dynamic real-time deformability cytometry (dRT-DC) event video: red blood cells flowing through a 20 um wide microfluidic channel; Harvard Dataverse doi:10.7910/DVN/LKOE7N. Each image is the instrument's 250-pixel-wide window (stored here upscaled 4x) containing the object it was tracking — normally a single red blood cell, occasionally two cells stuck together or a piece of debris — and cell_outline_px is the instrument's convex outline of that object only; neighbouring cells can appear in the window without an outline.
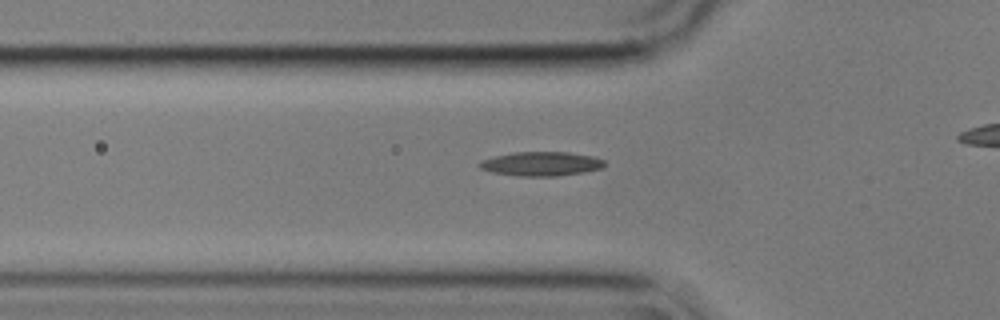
{"species": "common noctule bat (a hibernating species)", "species_latin": "Nyctalus noctula", "temperature_condition": "cold", "stored_images_in_passage": 45, "camera_frame_rate_fps": 3000, "um_per_image_px": 0.085, "animal": {"sex": "male", "body_mass_g": 17.9}, "frame": {"image": 1, "passage_image": 18, "time_ms": 5.667, "image_size_px": [1000, 320], "cell_outline_px": [[604, 168], [584, 172], [556, 176], [516, 176], [492, 172], [480, 168], [476, 164], [480, 160], [496, 156], [516, 152], [568, 152], [596, 156], [604, 160]], "centroid_in_image_um": [46.02, 13.92], "position_along_channel_um": 79.8, "area_um2": 17.74}}
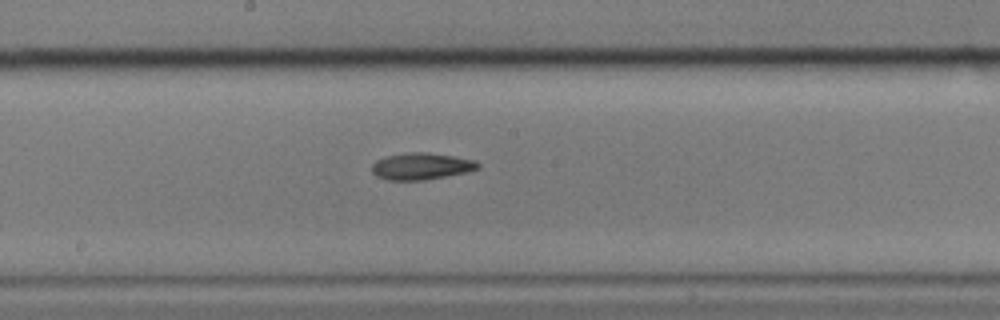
{"frame": {"image": 2, "passage_image": 29, "time_ms": 9.333, "image_size_px": [1000, 320], "cell_outline_px": [[480, 168], [464, 172], [424, 180], [388, 180], [376, 176], [372, 172], [372, 164], [376, 160], [384, 156], [404, 152], [424, 152], [452, 156], [472, 160], [480, 164]], "centroid_in_image_um": [35.73, 14.12], "position_along_channel_um": 212.5, "area_um2": 16.42}}
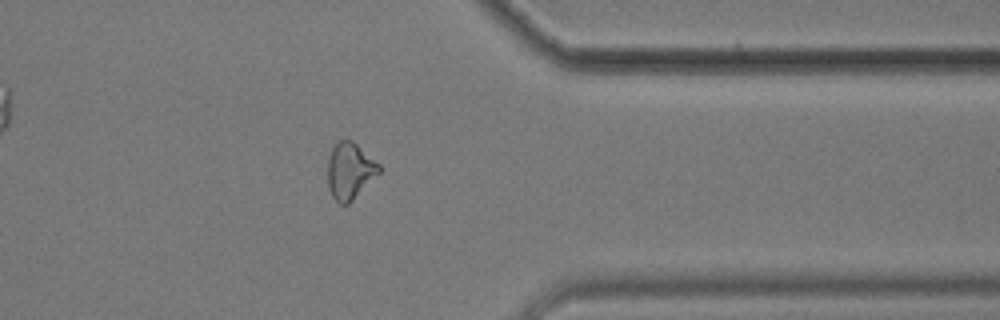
{"frame": {"image": 3, "passage_image": 44, "time_ms": 14.333, "image_size_px": [1000, 320], "cell_outline_px": [[380, 172], [348, 204], [340, 204], [332, 196], [328, 184], [328, 156], [332, 144], [340, 140], [352, 140], [380, 164]], "centroid_in_image_um": [29.72, 14.49], "position_along_channel_um": 381.7, "area_um2": 16.88}}